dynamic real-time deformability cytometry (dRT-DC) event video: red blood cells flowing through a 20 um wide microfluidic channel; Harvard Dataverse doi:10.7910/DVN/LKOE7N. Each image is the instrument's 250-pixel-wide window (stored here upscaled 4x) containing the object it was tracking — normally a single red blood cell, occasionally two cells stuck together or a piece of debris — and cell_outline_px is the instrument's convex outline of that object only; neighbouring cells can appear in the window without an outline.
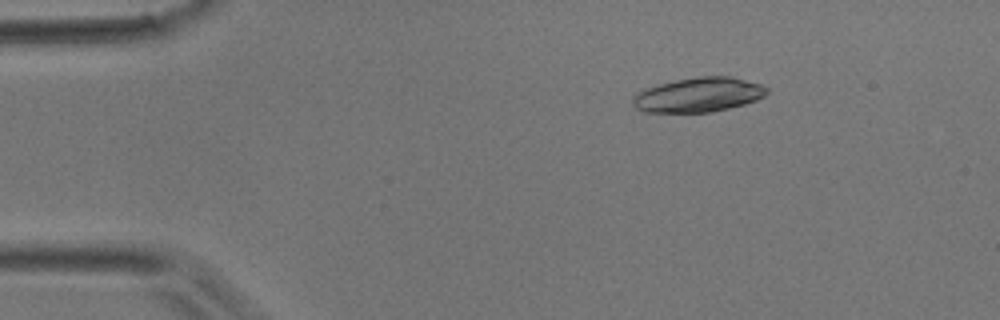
{"species": "common noctule bat (a hibernating species)", "species_latin": "Nyctalus noctula", "temperature_condition": "room temperature", "stored_images_in_passage": 5, "camera_frame_rate_fps": 3000, "um_per_image_px": 0.085, "animal": {"sex": "male", "body_mass_g": 17.9}, "frame": {"image": 1, "passage_image": 2, "time_ms": 0.333, "image_size_px": [1000, 320], "cell_outline_px": [[768, 92], [764, 96], [756, 100], [744, 104], [712, 112], [644, 112], [636, 108], [632, 104], [632, 96], [636, 92], [656, 84], [676, 80], [700, 76], [728, 76], [760, 84], [768, 88]], "centroid_in_image_um": [59.32, 8.06], "position_along_channel_um": 25.7, "area_um2": 26.99}}
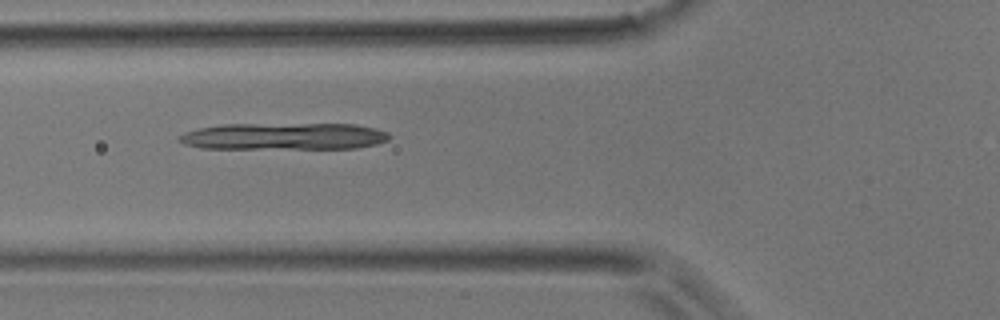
{"frame": {"image": 2, "passage_image": 5, "time_ms": 1.333, "image_size_px": [1000, 320], "cell_outline_px": [[392, 136], [388, 140], [376, 144], [356, 148], [200, 148], [184, 144], [176, 140], [180, 136], [188, 132], [200, 128], [220, 124], [356, 124], [376, 128], [388, 132]], "centroid_in_image_um": [24.18, 11.58], "position_along_channel_um": 101.6, "area_um2": 32.89}}